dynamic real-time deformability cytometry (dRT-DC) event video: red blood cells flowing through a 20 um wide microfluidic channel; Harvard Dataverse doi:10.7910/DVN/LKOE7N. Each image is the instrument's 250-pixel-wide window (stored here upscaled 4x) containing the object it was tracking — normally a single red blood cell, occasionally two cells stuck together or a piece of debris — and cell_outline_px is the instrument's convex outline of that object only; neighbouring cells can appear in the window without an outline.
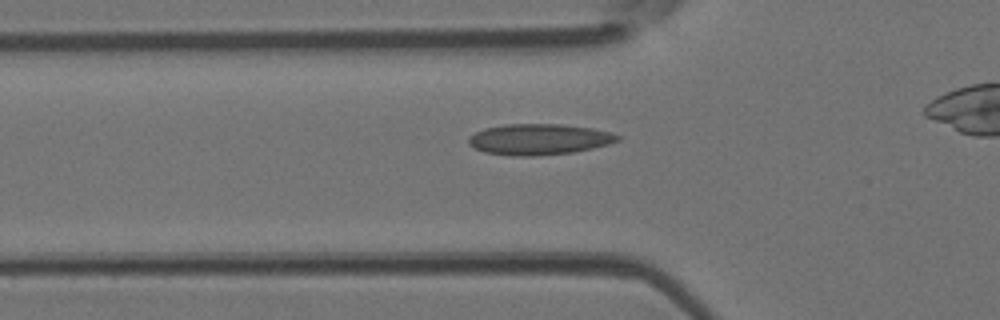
{"species": "Egyptian fruit bat (a non-hibernating species)", "species_latin": "Rousettus aegyptiacus", "temperature_condition": "room temperature", "stored_images_in_passage": 34, "camera_frame_rate_fps": 3000, "um_per_image_px": 0.085, "animal": {"sex": "female"}, "frame": {"image": 1, "passage_image": 11, "time_ms": 3.333, "image_size_px": [1000, 320], "cell_outline_px": [[620, 140], [608, 144], [592, 148], [572, 152], [536, 156], [512, 156], [484, 152], [468, 144], [468, 136], [484, 128], [504, 124], [560, 124], [592, 128], [612, 132], [620, 136]], "centroid_in_image_um": [45.8, 11.84], "position_along_channel_um": 80.0, "area_um2": 26.93}}
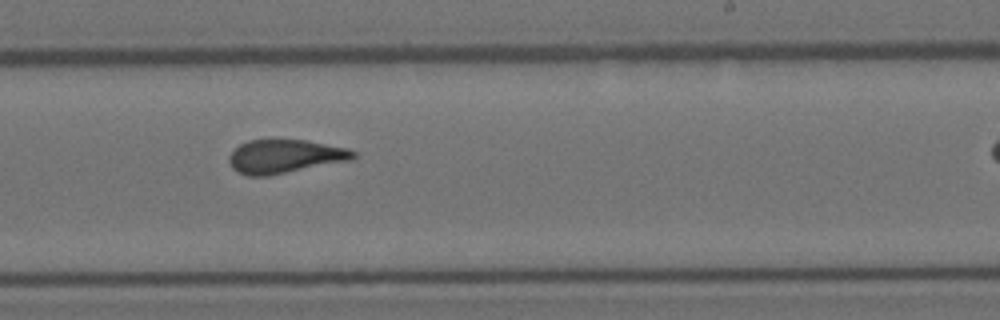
{"frame": {"image": 2, "passage_image": 24, "time_ms": 7.667, "image_size_px": [1000, 320], "cell_outline_px": [[356, 156], [352, 160], [268, 176], [248, 176], [236, 172], [232, 168], [228, 160], [228, 156], [240, 144], [248, 140], [308, 140], [348, 148], [356, 152]], "centroid_in_image_um": [24.22, 13.3], "position_along_channel_um": 264.8, "area_um2": 24.51}}
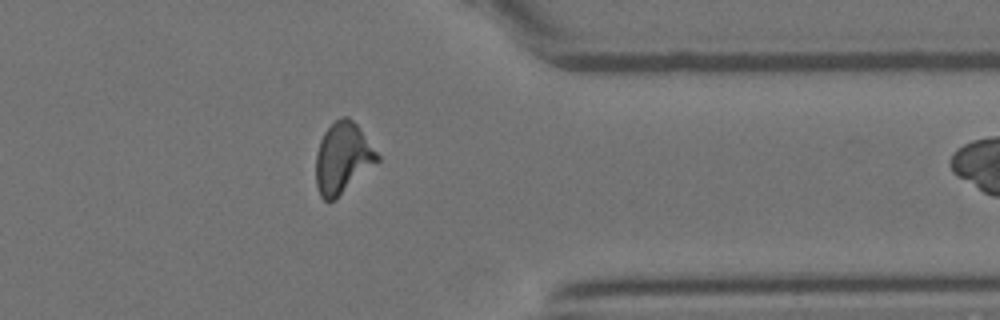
{"frame": {"image": 3, "passage_image": 33, "time_ms": 10.667, "image_size_px": [1000, 320], "cell_outline_px": [[380, 160], [336, 200], [324, 200], [320, 196], [316, 184], [316, 152], [320, 140], [324, 132], [340, 116], [348, 116], [356, 124], [380, 156]], "centroid_in_image_um": [29.12, 13.45], "position_along_channel_um": 382.3, "area_um2": 25.37}}